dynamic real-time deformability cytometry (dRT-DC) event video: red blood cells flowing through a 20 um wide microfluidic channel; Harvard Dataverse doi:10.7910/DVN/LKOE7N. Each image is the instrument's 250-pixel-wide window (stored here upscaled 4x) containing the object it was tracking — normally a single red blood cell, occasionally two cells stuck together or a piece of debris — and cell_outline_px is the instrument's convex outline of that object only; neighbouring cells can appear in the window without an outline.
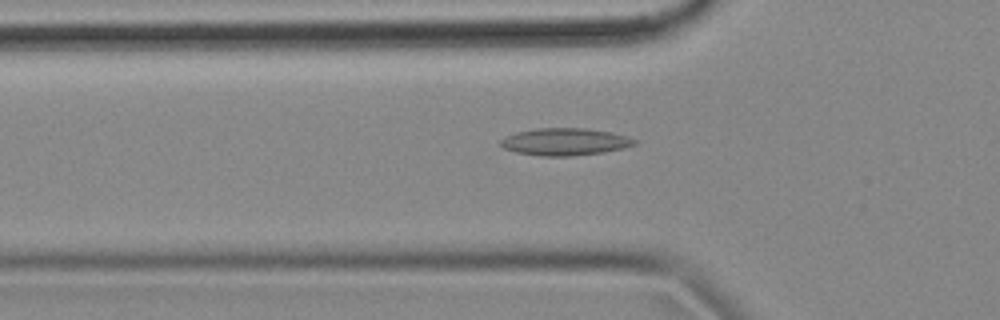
{"species": "common noctule bat (a hibernating species)", "species_latin": "Nyctalus noctula", "temperature_condition": "cold", "stored_images_in_passage": 56, "camera_frame_rate_fps": 3000, "um_per_image_px": 0.085, "animal": {"sex": "female", "body_mass_g": 18.4}, "frame": {"image": 1, "passage_image": 18, "time_ms": 5.667, "image_size_px": [1000, 320], "cell_outline_px": [[640, 140], [636, 144], [624, 148], [604, 152], [572, 156], [540, 156], [516, 152], [504, 148], [500, 144], [500, 140], [504, 136], [516, 132], [536, 128], [588, 128], [612, 132]], "centroid_in_image_um": [48.04, 12.04], "position_along_channel_um": 77.8, "area_um2": 21.5}}
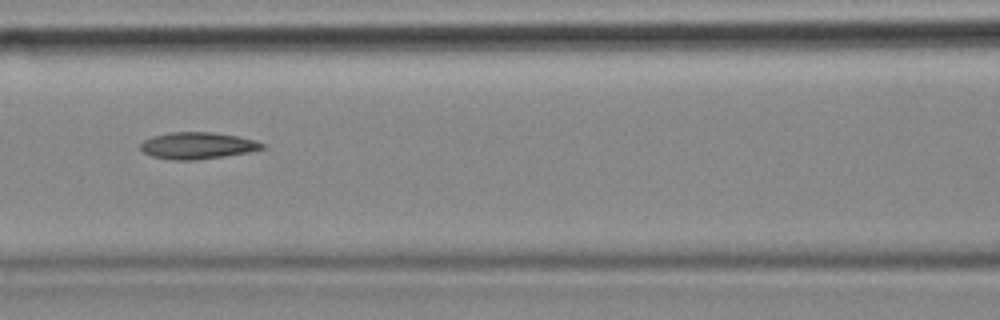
{"frame": {"image": 2, "passage_image": 24, "time_ms": 7.667, "image_size_px": [1000, 320], "cell_outline_px": [[268, 148], [248, 152], [224, 156], [196, 160], [172, 160], [152, 156], [144, 152], [140, 148], [140, 144], [144, 140], [152, 136], [172, 132], [212, 132], [236, 136], [256, 140], [264, 144]], "centroid_in_image_um": [16.8, 12.38], "position_along_channel_um": 149.8, "area_um2": 18.96}}
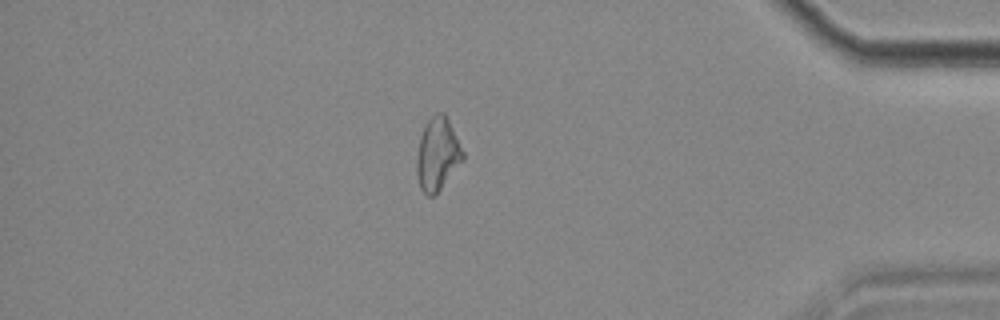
{"frame": {"image": 3, "passage_image": 48, "time_ms": 15.667, "image_size_px": [1000, 320], "cell_outline_px": [[464, 160], [440, 188], [432, 196], [428, 196], [420, 188], [416, 172], [416, 156], [420, 136], [424, 124], [436, 112], [444, 112], [464, 152]], "centroid_in_image_um": [37.17, 13.08], "position_along_channel_um": 398.0, "area_um2": 19.48}, "authors_computed_cell_mechanics": {"area_um2": 19.4786, "velocity_mm_per_s": 3.5661, "shape_relaxation_time_tau1_ms": null, "shape_relaxation_time_tau2_ms": 4.5742, "deformation_change_tau1": null, "deformation_change_tau2": 0.1259}}